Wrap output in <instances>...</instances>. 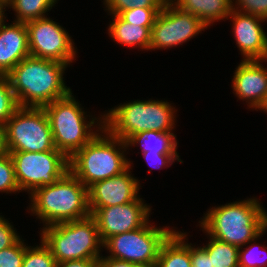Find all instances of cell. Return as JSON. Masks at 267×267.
Masks as SVG:
<instances>
[{"label":"cell","instance_id":"6da1fadb","mask_svg":"<svg viewBox=\"0 0 267 267\" xmlns=\"http://www.w3.org/2000/svg\"><path fill=\"white\" fill-rule=\"evenodd\" d=\"M69 64L28 56L6 76L19 107L43 108L67 96L71 89L63 80Z\"/></svg>","mask_w":267,"mask_h":267},{"label":"cell","instance_id":"7a4b0ae2","mask_svg":"<svg viewBox=\"0 0 267 267\" xmlns=\"http://www.w3.org/2000/svg\"><path fill=\"white\" fill-rule=\"evenodd\" d=\"M259 202L253 197L214 206L199 225L208 237L238 248L246 246L267 227V212Z\"/></svg>","mask_w":267,"mask_h":267},{"label":"cell","instance_id":"3957f363","mask_svg":"<svg viewBox=\"0 0 267 267\" xmlns=\"http://www.w3.org/2000/svg\"><path fill=\"white\" fill-rule=\"evenodd\" d=\"M29 197L32 203L28 209L44 227L91 215L88 188L70 171L53 184L35 189Z\"/></svg>","mask_w":267,"mask_h":267},{"label":"cell","instance_id":"277c9868","mask_svg":"<svg viewBox=\"0 0 267 267\" xmlns=\"http://www.w3.org/2000/svg\"><path fill=\"white\" fill-rule=\"evenodd\" d=\"M126 149L125 141L103 127L89 143L69 158V171L88 188L95 182L124 172L132 165L124 155Z\"/></svg>","mask_w":267,"mask_h":267},{"label":"cell","instance_id":"5b68a950","mask_svg":"<svg viewBox=\"0 0 267 267\" xmlns=\"http://www.w3.org/2000/svg\"><path fill=\"white\" fill-rule=\"evenodd\" d=\"M72 94L71 91L67 96L43 107L49 119L55 148L68 158L89 143L104 127V115H100V118L89 115L91 120L87 121V112H84Z\"/></svg>","mask_w":267,"mask_h":267},{"label":"cell","instance_id":"8992f818","mask_svg":"<svg viewBox=\"0 0 267 267\" xmlns=\"http://www.w3.org/2000/svg\"><path fill=\"white\" fill-rule=\"evenodd\" d=\"M175 112V107L167 101L135 100L115 106L103 114L104 127L126 142L142 131L172 132L176 125Z\"/></svg>","mask_w":267,"mask_h":267},{"label":"cell","instance_id":"52a82bcc","mask_svg":"<svg viewBox=\"0 0 267 267\" xmlns=\"http://www.w3.org/2000/svg\"><path fill=\"white\" fill-rule=\"evenodd\" d=\"M40 239L50 249L56 262L99 259L103 248L95 219L89 215L41 228ZM102 247V248H101Z\"/></svg>","mask_w":267,"mask_h":267},{"label":"cell","instance_id":"ba28073f","mask_svg":"<svg viewBox=\"0 0 267 267\" xmlns=\"http://www.w3.org/2000/svg\"><path fill=\"white\" fill-rule=\"evenodd\" d=\"M7 152L57 150L44 108L19 107L4 125Z\"/></svg>","mask_w":267,"mask_h":267},{"label":"cell","instance_id":"9c48e42d","mask_svg":"<svg viewBox=\"0 0 267 267\" xmlns=\"http://www.w3.org/2000/svg\"><path fill=\"white\" fill-rule=\"evenodd\" d=\"M8 153L20 192L27 190L29 195L39 187L53 184L69 171V158L59 150Z\"/></svg>","mask_w":267,"mask_h":267},{"label":"cell","instance_id":"30bf717a","mask_svg":"<svg viewBox=\"0 0 267 267\" xmlns=\"http://www.w3.org/2000/svg\"><path fill=\"white\" fill-rule=\"evenodd\" d=\"M175 228L155 227L151 223L110 237L103 248L109 251L110 258L133 264H156L162 243ZM111 254V255H110Z\"/></svg>","mask_w":267,"mask_h":267},{"label":"cell","instance_id":"8fae6325","mask_svg":"<svg viewBox=\"0 0 267 267\" xmlns=\"http://www.w3.org/2000/svg\"><path fill=\"white\" fill-rule=\"evenodd\" d=\"M28 30L30 56L71 64L76 49L69 33L57 22L44 17L25 23Z\"/></svg>","mask_w":267,"mask_h":267},{"label":"cell","instance_id":"7c38bea8","mask_svg":"<svg viewBox=\"0 0 267 267\" xmlns=\"http://www.w3.org/2000/svg\"><path fill=\"white\" fill-rule=\"evenodd\" d=\"M207 28L197 16L166 3L151 28L149 50L183 45Z\"/></svg>","mask_w":267,"mask_h":267},{"label":"cell","instance_id":"4fadbf2b","mask_svg":"<svg viewBox=\"0 0 267 267\" xmlns=\"http://www.w3.org/2000/svg\"><path fill=\"white\" fill-rule=\"evenodd\" d=\"M103 244L112 236L138 229L149 222L151 207L140 195L127 204L89 208Z\"/></svg>","mask_w":267,"mask_h":267},{"label":"cell","instance_id":"5bb4252c","mask_svg":"<svg viewBox=\"0 0 267 267\" xmlns=\"http://www.w3.org/2000/svg\"><path fill=\"white\" fill-rule=\"evenodd\" d=\"M130 165L124 172L88 187L89 208L127 204L139 195L140 180L132 176Z\"/></svg>","mask_w":267,"mask_h":267},{"label":"cell","instance_id":"9a60e30c","mask_svg":"<svg viewBox=\"0 0 267 267\" xmlns=\"http://www.w3.org/2000/svg\"><path fill=\"white\" fill-rule=\"evenodd\" d=\"M233 22V35L243 61L267 60V33L261 22L266 20L251 14H245L234 9L227 17Z\"/></svg>","mask_w":267,"mask_h":267},{"label":"cell","instance_id":"2e32d148","mask_svg":"<svg viewBox=\"0 0 267 267\" xmlns=\"http://www.w3.org/2000/svg\"><path fill=\"white\" fill-rule=\"evenodd\" d=\"M267 60H241L232 79L233 91L249 108L260 109L267 97Z\"/></svg>","mask_w":267,"mask_h":267},{"label":"cell","instance_id":"e0dca14e","mask_svg":"<svg viewBox=\"0 0 267 267\" xmlns=\"http://www.w3.org/2000/svg\"><path fill=\"white\" fill-rule=\"evenodd\" d=\"M30 56L25 23L0 22V75H7L20 61Z\"/></svg>","mask_w":267,"mask_h":267},{"label":"cell","instance_id":"ac0fdd59","mask_svg":"<svg viewBox=\"0 0 267 267\" xmlns=\"http://www.w3.org/2000/svg\"><path fill=\"white\" fill-rule=\"evenodd\" d=\"M171 3L197 16L207 27L227 19L232 10V0H171Z\"/></svg>","mask_w":267,"mask_h":267},{"label":"cell","instance_id":"d6986e66","mask_svg":"<svg viewBox=\"0 0 267 267\" xmlns=\"http://www.w3.org/2000/svg\"><path fill=\"white\" fill-rule=\"evenodd\" d=\"M108 27L109 36L118 44L128 47L136 46L142 50H149L152 27L128 23L118 14L112 15V22Z\"/></svg>","mask_w":267,"mask_h":267},{"label":"cell","instance_id":"ffe728a7","mask_svg":"<svg viewBox=\"0 0 267 267\" xmlns=\"http://www.w3.org/2000/svg\"><path fill=\"white\" fill-rule=\"evenodd\" d=\"M186 232L174 230L162 243L156 267H192Z\"/></svg>","mask_w":267,"mask_h":267},{"label":"cell","instance_id":"44dd1931","mask_svg":"<svg viewBox=\"0 0 267 267\" xmlns=\"http://www.w3.org/2000/svg\"><path fill=\"white\" fill-rule=\"evenodd\" d=\"M176 139L174 132L142 131L132 135L126 141V146L129 149V146L141 144L142 153L179 154L176 151Z\"/></svg>","mask_w":267,"mask_h":267},{"label":"cell","instance_id":"7402d4cb","mask_svg":"<svg viewBox=\"0 0 267 267\" xmlns=\"http://www.w3.org/2000/svg\"><path fill=\"white\" fill-rule=\"evenodd\" d=\"M58 0H9L8 9L12 8L16 13L14 21L26 23L47 17V13L57 3ZM46 15V16H45Z\"/></svg>","mask_w":267,"mask_h":267},{"label":"cell","instance_id":"603a6c76","mask_svg":"<svg viewBox=\"0 0 267 267\" xmlns=\"http://www.w3.org/2000/svg\"><path fill=\"white\" fill-rule=\"evenodd\" d=\"M208 244L203 246L211 257L212 267H239V248L220 240L209 238Z\"/></svg>","mask_w":267,"mask_h":267},{"label":"cell","instance_id":"cb8c5ba5","mask_svg":"<svg viewBox=\"0 0 267 267\" xmlns=\"http://www.w3.org/2000/svg\"><path fill=\"white\" fill-rule=\"evenodd\" d=\"M266 231L267 227L254 240L249 241L247 244L251 245H247L244 250H242L243 247L239 248V267H267V248L265 246L255 243V241L258 240ZM252 242L255 243V245L252 244ZM260 252L262 254H260Z\"/></svg>","mask_w":267,"mask_h":267},{"label":"cell","instance_id":"d4e9b609","mask_svg":"<svg viewBox=\"0 0 267 267\" xmlns=\"http://www.w3.org/2000/svg\"><path fill=\"white\" fill-rule=\"evenodd\" d=\"M40 243V246L26 248L22 267H56L57 262L50 249L42 240Z\"/></svg>","mask_w":267,"mask_h":267},{"label":"cell","instance_id":"484cf974","mask_svg":"<svg viewBox=\"0 0 267 267\" xmlns=\"http://www.w3.org/2000/svg\"><path fill=\"white\" fill-rule=\"evenodd\" d=\"M18 108L8 77L0 75V123L5 125Z\"/></svg>","mask_w":267,"mask_h":267},{"label":"cell","instance_id":"4316f807","mask_svg":"<svg viewBox=\"0 0 267 267\" xmlns=\"http://www.w3.org/2000/svg\"><path fill=\"white\" fill-rule=\"evenodd\" d=\"M0 192L17 193L20 189L16 180L14 163L8 152L0 155Z\"/></svg>","mask_w":267,"mask_h":267},{"label":"cell","instance_id":"83f0119b","mask_svg":"<svg viewBox=\"0 0 267 267\" xmlns=\"http://www.w3.org/2000/svg\"><path fill=\"white\" fill-rule=\"evenodd\" d=\"M109 15H116L132 8H163L161 0H104Z\"/></svg>","mask_w":267,"mask_h":267},{"label":"cell","instance_id":"f1b7e54d","mask_svg":"<svg viewBox=\"0 0 267 267\" xmlns=\"http://www.w3.org/2000/svg\"><path fill=\"white\" fill-rule=\"evenodd\" d=\"M161 10L162 8H132L120 12L118 15L128 23L153 27L156 17Z\"/></svg>","mask_w":267,"mask_h":267},{"label":"cell","instance_id":"f546056e","mask_svg":"<svg viewBox=\"0 0 267 267\" xmlns=\"http://www.w3.org/2000/svg\"><path fill=\"white\" fill-rule=\"evenodd\" d=\"M20 239L15 245L0 250V267H22L26 246Z\"/></svg>","mask_w":267,"mask_h":267},{"label":"cell","instance_id":"4dcf8cb0","mask_svg":"<svg viewBox=\"0 0 267 267\" xmlns=\"http://www.w3.org/2000/svg\"><path fill=\"white\" fill-rule=\"evenodd\" d=\"M232 9L263 18L267 22V0H235ZM236 6V7H235Z\"/></svg>","mask_w":267,"mask_h":267},{"label":"cell","instance_id":"1f68e13d","mask_svg":"<svg viewBox=\"0 0 267 267\" xmlns=\"http://www.w3.org/2000/svg\"><path fill=\"white\" fill-rule=\"evenodd\" d=\"M11 224L0 215V250L15 245L22 238Z\"/></svg>","mask_w":267,"mask_h":267},{"label":"cell","instance_id":"d6a6232c","mask_svg":"<svg viewBox=\"0 0 267 267\" xmlns=\"http://www.w3.org/2000/svg\"><path fill=\"white\" fill-rule=\"evenodd\" d=\"M145 158L147 164L153 169H162L165 166L169 167L174 163V161H178L183 163V161L179 158L178 154H156V153H142ZM164 166V167H163Z\"/></svg>","mask_w":267,"mask_h":267},{"label":"cell","instance_id":"836d02e7","mask_svg":"<svg viewBox=\"0 0 267 267\" xmlns=\"http://www.w3.org/2000/svg\"><path fill=\"white\" fill-rule=\"evenodd\" d=\"M190 243V258L192 267H212L211 257L207 250L202 247H195Z\"/></svg>","mask_w":267,"mask_h":267},{"label":"cell","instance_id":"e575fe53","mask_svg":"<svg viewBox=\"0 0 267 267\" xmlns=\"http://www.w3.org/2000/svg\"><path fill=\"white\" fill-rule=\"evenodd\" d=\"M56 267H98V259H81L56 263Z\"/></svg>","mask_w":267,"mask_h":267},{"label":"cell","instance_id":"d590c367","mask_svg":"<svg viewBox=\"0 0 267 267\" xmlns=\"http://www.w3.org/2000/svg\"><path fill=\"white\" fill-rule=\"evenodd\" d=\"M132 265L133 263L106 256L98 259V267H132Z\"/></svg>","mask_w":267,"mask_h":267},{"label":"cell","instance_id":"8d00e7d4","mask_svg":"<svg viewBox=\"0 0 267 267\" xmlns=\"http://www.w3.org/2000/svg\"><path fill=\"white\" fill-rule=\"evenodd\" d=\"M6 152L4 125L0 123V155Z\"/></svg>","mask_w":267,"mask_h":267},{"label":"cell","instance_id":"74e56055","mask_svg":"<svg viewBox=\"0 0 267 267\" xmlns=\"http://www.w3.org/2000/svg\"><path fill=\"white\" fill-rule=\"evenodd\" d=\"M5 8L7 9V3L4 0H0V22L6 19Z\"/></svg>","mask_w":267,"mask_h":267},{"label":"cell","instance_id":"f35d334b","mask_svg":"<svg viewBox=\"0 0 267 267\" xmlns=\"http://www.w3.org/2000/svg\"><path fill=\"white\" fill-rule=\"evenodd\" d=\"M132 267H156V264H133Z\"/></svg>","mask_w":267,"mask_h":267},{"label":"cell","instance_id":"ab89813d","mask_svg":"<svg viewBox=\"0 0 267 267\" xmlns=\"http://www.w3.org/2000/svg\"><path fill=\"white\" fill-rule=\"evenodd\" d=\"M259 110H262L263 112L267 113V97H266L265 102L263 103V105L260 107Z\"/></svg>","mask_w":267,"mask_h":267},{"label":"cell","instance_id":"60d3db41","mask_svg":"<svg viewBox=\"0 0 267 267\" xmlns=\"http://www.w3.org/2000/svg\"><path fill=\"white\" fill-rule=\"evenodd\" d=\"M164 4L171 2V0H161Z\"/></svg>","mask_w":267,"mask_h":267}]
</instances>
